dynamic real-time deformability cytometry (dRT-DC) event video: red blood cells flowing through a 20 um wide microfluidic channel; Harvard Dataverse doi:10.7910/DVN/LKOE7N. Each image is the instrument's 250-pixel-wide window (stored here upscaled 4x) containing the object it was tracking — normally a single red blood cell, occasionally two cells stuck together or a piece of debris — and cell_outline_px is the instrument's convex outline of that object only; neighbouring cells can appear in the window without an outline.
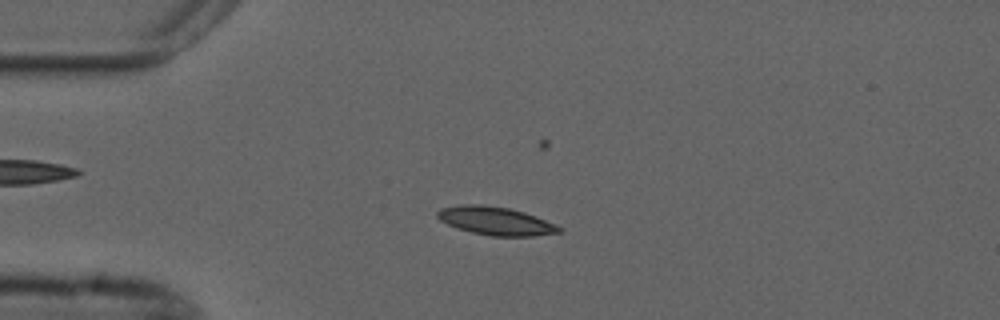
{"species": "common noctule bat (a hibernating species)", "species_latin": "Nyctalus noctula", "temperature_condition": "cold", "stored_images_in_passage": 5, "camera_frame_rate_fps": 3000, "um_per_image_px": 0.085, "animal": {"sex": "male", "forearm_length_mm": 52.5}, "frame": {"image": 1, "passage_image": 3, "time_ms": 2.333, "image_size_px": [1000, 320], "cell_outline_px": [[564, 228], [560, 232], [536, 236], [492, 236], [472, 232], [456, 228], [440, 220], [436, 216], [436, 212], [440, 208], [464, 204], [480, 204], [508, 208], [524, 212], [536, 216], [556, 224]], "centroid_in_image_um": [42.14, 18.78], "position_along_channel_um": 42.9, "area_um2": 20.11}}
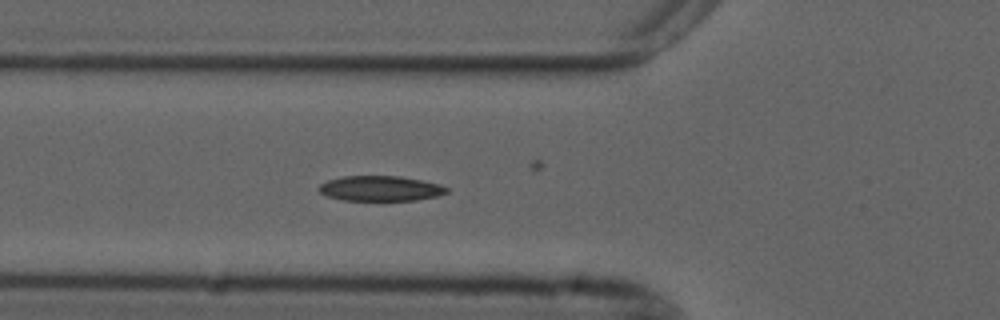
{"frame": {"image": 2, "passage_image": 5, "time_ms": 4.333, "image_size_px": [1000, 320], "cell_outline_px": [[448, 192], [436, 196], [416, 200], [344, 200], [328, 196], [320, 192], [316, 188], [320, 184], [328, 180], [344, 176], [400, 176], [440, 184], [448, 188]], "centroid_in_image_um": [32.32, 16.01], "position_along_channel_um": 93.5, "area_um2": 18.61}}